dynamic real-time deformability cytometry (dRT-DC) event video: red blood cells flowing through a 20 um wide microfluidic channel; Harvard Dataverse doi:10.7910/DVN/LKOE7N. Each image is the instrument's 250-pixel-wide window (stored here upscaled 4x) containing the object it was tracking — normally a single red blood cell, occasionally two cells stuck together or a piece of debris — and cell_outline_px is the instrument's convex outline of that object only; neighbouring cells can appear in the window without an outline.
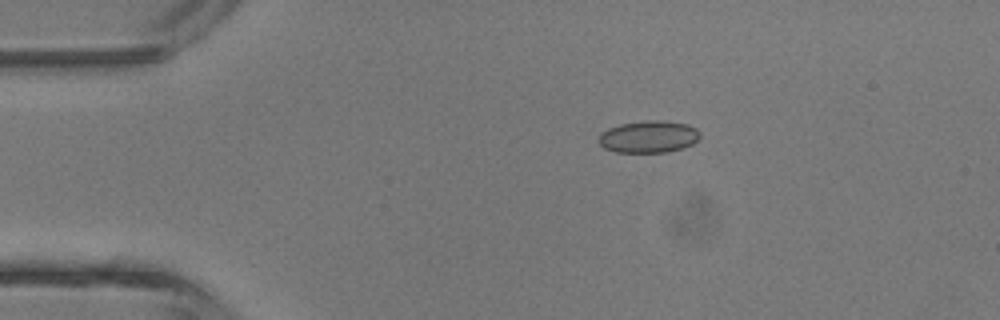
{"species": "common noctule bat (a hibernating species)", "species_latin": "Nyctalus noctula", "temperature_condition": "room temperature", "stored_images_in_passage": 4, "camera_frame_rate_fps": 3000, "um_per_image_px": 0.085, "animal": {"sex": "male", "body_mass_g": 13.3}, "frame": {"image": 1, "passage_image": 3, "time_ms": 2.333, "image_size_px": [1000, 320], "cell_outline_px": [[700, 136], [692, 144], [668, 152], [616, 152], [604, 148], [600, 144], [600, 132], [608, 128], [620, 124], [648, 120], [660, 120], [688, 124], [696, 128], [700, 132]], "centroid_in_image_um": [55.13, 11.61], "position_along_channel_um": 29.9, "area_um2": 18.84}}